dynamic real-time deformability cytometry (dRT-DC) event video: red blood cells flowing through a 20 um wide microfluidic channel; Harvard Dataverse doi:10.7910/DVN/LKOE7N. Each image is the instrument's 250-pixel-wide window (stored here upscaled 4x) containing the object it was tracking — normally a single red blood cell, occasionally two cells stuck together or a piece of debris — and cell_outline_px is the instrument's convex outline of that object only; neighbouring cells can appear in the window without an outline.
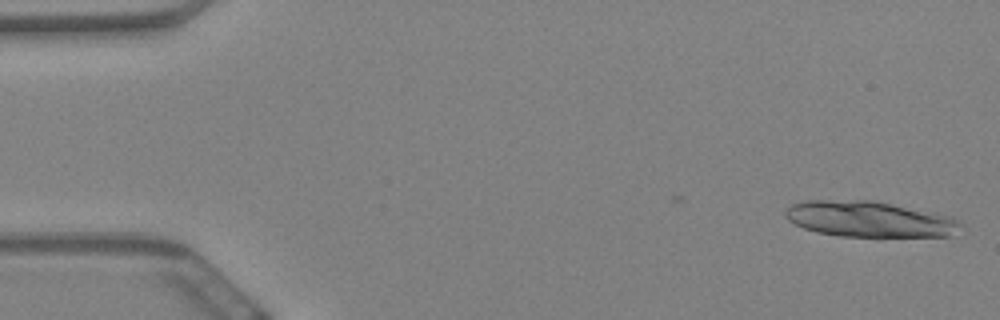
{"species": "Egyptian fruit bat (a non-hibernating species)", "species_latin": "Rousettus aegyptiacus", "temperature_condition": "warm", "stored_images_in_passage": 12, "camera_frame_rate_fps": 3000, "um_per_image_px": 0.085, "animal": {"sex": "female"}, "frame": {"image": 1, "passage_image": 1, "time_ms": 0.0, "image_size_px": [1000, 320], "cell_outline_px": [[960, 224], [952, 236], [840, 236], [816, 232], [804, 228], [788, 220], [784, 216], [784, 212], [792, 204], [808, 200], [872, 200], [952, 216], [960, 220]], "centroid_in_image_um": [73.87, 18.62], "position_along_channel_um": 11.1, "area_um2": 36.3}}